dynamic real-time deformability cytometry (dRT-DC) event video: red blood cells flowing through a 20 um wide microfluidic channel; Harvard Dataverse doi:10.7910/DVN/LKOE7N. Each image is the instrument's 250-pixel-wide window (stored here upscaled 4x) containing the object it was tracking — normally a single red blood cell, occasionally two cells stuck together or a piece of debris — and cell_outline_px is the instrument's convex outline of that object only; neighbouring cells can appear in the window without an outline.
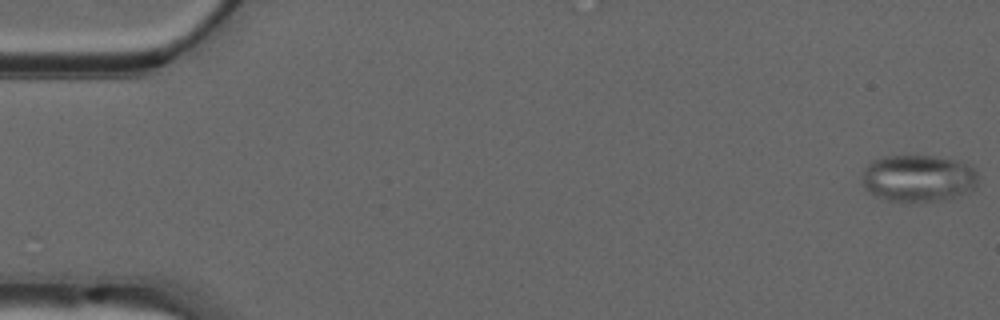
{"species": "common noctule bat (a hibernating species)", "species_latin": "Nyctalus noctula", "temperature_condition": "warm", "stored_images_in_passage": 53, "camera_frame_rate_fps": 3000, "um_per_image_px": 0.085, "animal": {"sex": "male", "forearm_length_mm": 52.5}, "frame": {"image": 1, "passage_image": 1, "time_ms": 0.0, "image_size_px": [1000, 320], "cell_outline_px": [[976, 188], [948, 200], [912, 204], [908, 204], [884, 200], [876, 196], [864, 188], [864, 168], [872, 160], [884, 156], [932, 156], [956, 160], [968, 164], [976, 172]], "centroid_in_image_um": [78.05, 15.2], "position_along_channel_um": 7.0, "area_um2": 32.37}}
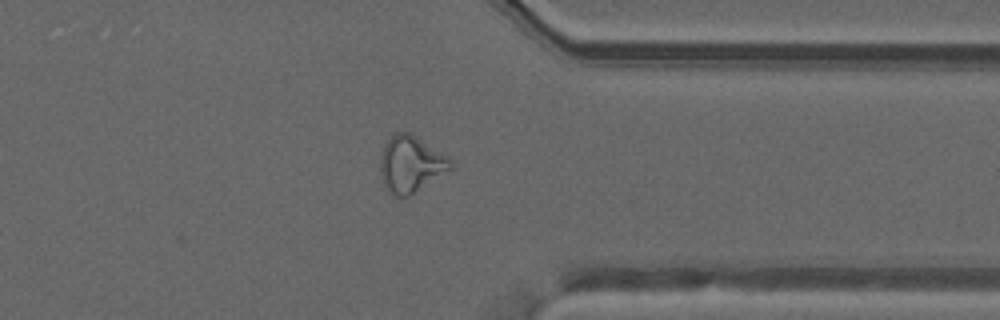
{"frame": {"image": 2, "passage_image": 43, "time_ms": 14.0, "image_size_px": [1000, 320], "cell_outline_px": [[452, 168], [408, 196], [392, 196], [388, 192], [384, 184], [380, 172], [380, 152], [392, 132], [412, 132], [448, 156], [452, 160]], "centroid_in_image_um": [34.89, 13.9], "position_along_channel_um": 376.5, "area_um2": 23.29}}
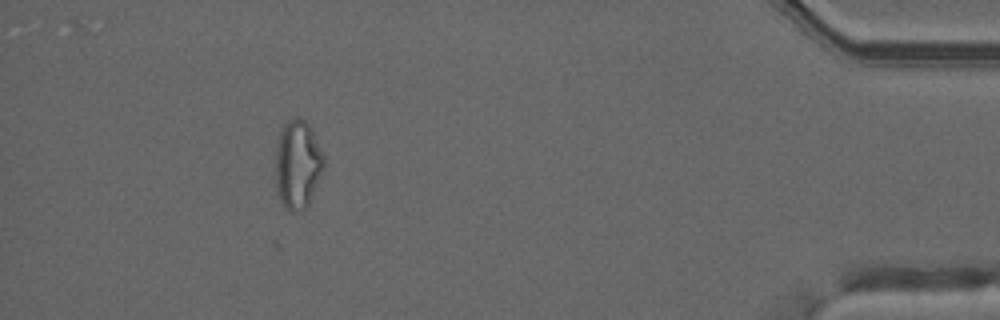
{"frame": {"image": 3, "passage_image": 50, "time_ms": 16.333, "image_size_px": [1000, 320], "cell_outline_px": [[324, 172], [308, 204], [304, 208], [292, 212], [280, 200], [276, 188], [276, 148], [280, 132], [284, 124], [288, 120], [296, 116], [300, 116], [308, 124], [324, 156]], "centroid_in_image_um": [25.31, 13.95], "position_along_channel_um": 409.9, "area_um2": 24.8}, "authors_computed_cell_mechanics": {"area_um2": 24.1604, "velocity_mm_per_s": 3.7266, "shape_relaxation_time_tau1_ms": null, "shape_relaxation_time_tau2_ms": 1.9271, "deformation_change_tau1": null, "deformation_change_tau2": 0.0991}}